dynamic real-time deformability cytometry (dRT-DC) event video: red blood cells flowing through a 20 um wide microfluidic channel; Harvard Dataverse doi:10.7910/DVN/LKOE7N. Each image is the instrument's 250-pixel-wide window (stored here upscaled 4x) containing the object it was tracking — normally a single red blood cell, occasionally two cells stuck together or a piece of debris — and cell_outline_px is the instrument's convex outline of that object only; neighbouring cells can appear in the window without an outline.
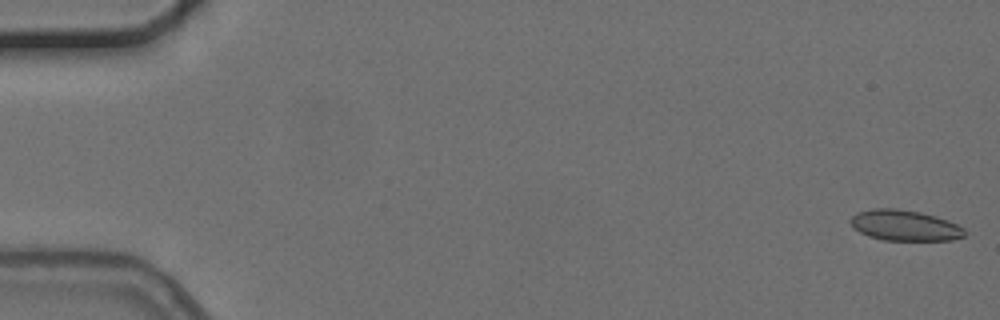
{"species": "common noctule bat (a hibernating species)", "species_latin": "Nyctalus noctula", "temperature_condition": "cold", "stored_images_in_passage": 5, "camera_frame_rate_fps": 3000, "um_per_image_px": 0.085, "animal": {"sex": "female", "body_mass_g": 24.6, "forearm_length_mm": 56.2}, "frame": {"image": 1, "passage_image": 1, "time_ms": 0.0, "image_size_px": [1000, 320], "cell_outline_px": [[964, 236], [952, 240], [884, 240], [868, 236], [852, 228], [852, 216], [856, 212], [872, 208], [896, 208], [920, 212], [936, 216], [948, 220], [964, 228]], "centroid_in_image_um": [76.88, 19.15], "position_along_channel_um": 8.1, "area_um2": 20.4}}
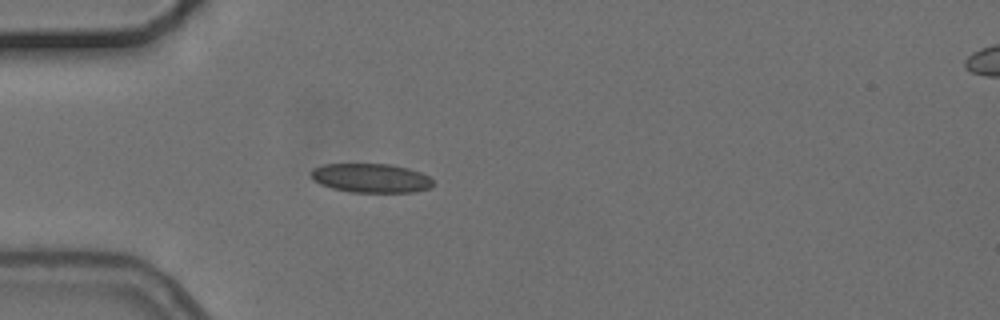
{"frame": {"image": 2, "passage_image": 5, "time_ms": 5.0, "image_size_px": [1000, 320], "cell_outline_px": [[432, 188], [416, 192], [348, 192], [332, 188], [320, 184], [308, 172], [312, 168], [324, 164], [392, 164], [408, 168], [420, 172], [428, 176], [432, 180]], "centroid_in_image_um": [31.53, 15.13], "position_along_channel_um": 53.5, "area_um2": 20.81}}